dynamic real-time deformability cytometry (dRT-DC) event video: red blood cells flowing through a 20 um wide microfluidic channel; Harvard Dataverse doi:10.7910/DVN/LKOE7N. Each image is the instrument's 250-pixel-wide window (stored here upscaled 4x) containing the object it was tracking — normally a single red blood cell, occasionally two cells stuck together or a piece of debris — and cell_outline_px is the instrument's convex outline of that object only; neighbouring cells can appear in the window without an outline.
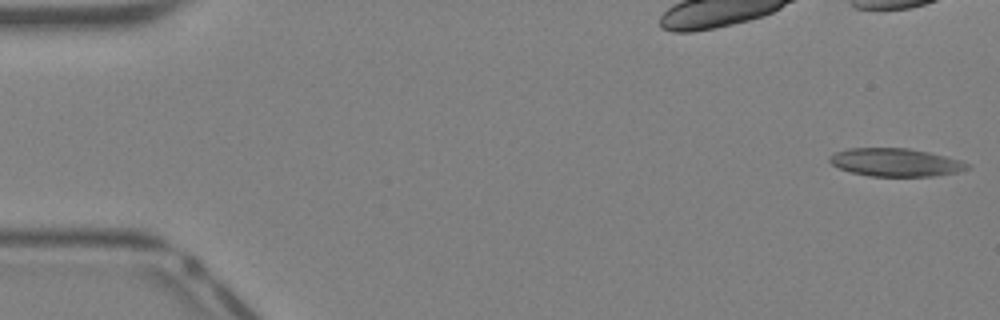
{"species": "Egyptian fruit bat (a non-hibernating species)", "species_latin": "Rousettus aegyptiacus", "temperature_condition": "warm", "stored_images_in_passage": 41, "camera_frame_rate_fps": 3000, "um_per_image_px": 0.085, "animal": {"sex": "female"}, "frame": {"image": 1, "passage_image": 1, "time_ms": 0.0, "image_size_px": [1000, 320], "cell_outline_px": [[972, 164], [968, 168], [956, 172], [932, 176], [868, 176], [852, 172], [840, 168], [832, 164], [828, 160], [828, 156], [836, 152], [848, 148], [908, 148], [928, 152], [960, 160]], "centroid_in_image_um": [76.1, 13.8], "position_along_channel_um": 8.9, "area_um2": 22.37}}